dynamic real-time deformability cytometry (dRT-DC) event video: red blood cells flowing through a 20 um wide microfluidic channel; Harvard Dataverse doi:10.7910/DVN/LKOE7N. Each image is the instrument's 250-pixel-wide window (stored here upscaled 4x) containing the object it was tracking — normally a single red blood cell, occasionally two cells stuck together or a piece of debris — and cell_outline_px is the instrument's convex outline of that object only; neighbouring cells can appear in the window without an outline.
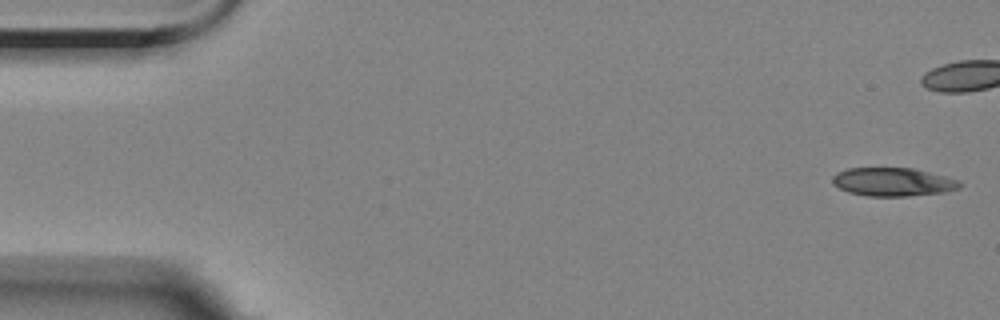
{"species": "Egyptian fruit bat (a non-hibernating species)", "species_latin": "Rousettus aegyptiacus", "temperature_condition": "room temperature", "stored_images_in_passage": 6, "camera_frame_rate_fps": 3000, "um_per_image_px": 0.085, "animal": {"sex": "female"}, "frame": {"image": 1, "passage_image": 1, "time_ms": 0.0, "image_size_px": [1000, 320], "cell_outline_px": [[964, 184], [960, 188], [944, 192], [908, 196], [868, 196], [848, 192], [832, 184], [832, 176], [836, 172], [848, 168], [912, 168], [960, 180]], "centroid_in_image_um": [75.9, 15.46], "position_along_channel_um": 9.1, "area_um2": 21.15}}